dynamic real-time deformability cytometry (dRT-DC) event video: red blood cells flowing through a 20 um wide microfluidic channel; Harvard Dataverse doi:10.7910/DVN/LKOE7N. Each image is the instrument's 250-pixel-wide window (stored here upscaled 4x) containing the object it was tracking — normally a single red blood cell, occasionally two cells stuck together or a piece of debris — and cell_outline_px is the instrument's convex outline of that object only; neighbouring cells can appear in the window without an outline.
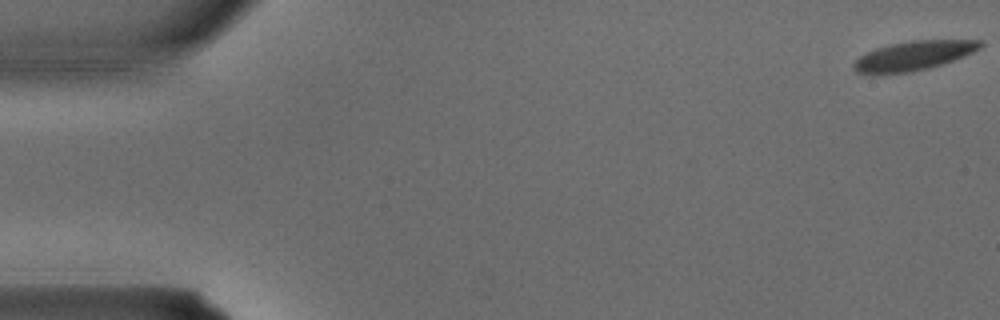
{"species": "common noctule bat (a hibernating species)", "species_latin": "Nyctalus noctula", "temperature_condition": "warm", "stored_images_in_passage": 4, "segment_of_instrument_passage": [2, 2], "camera_frame_rate_fps": 3000, "um_per_image_px": 0.085, "animal": {"sex": "male", "body_mass_g": 15.6}, "frame": {"image": 1, "passage_image": 4, "time_ms": 1.0, "image_size_px": [1000, 320], "cell_outline_px": [[984, 44], [980, 48], [964, 56], [928, 68], [912, 72], [872, 76], [856, 72], [852, 68], [852, 64], [860, 56], [876, 48], [892, 44], [912, 40], [984, 40]], "centroid_in_image_um": [77.59, 4.76], "position_along_channel_um": 7.4, "area_um2": 21.85}}